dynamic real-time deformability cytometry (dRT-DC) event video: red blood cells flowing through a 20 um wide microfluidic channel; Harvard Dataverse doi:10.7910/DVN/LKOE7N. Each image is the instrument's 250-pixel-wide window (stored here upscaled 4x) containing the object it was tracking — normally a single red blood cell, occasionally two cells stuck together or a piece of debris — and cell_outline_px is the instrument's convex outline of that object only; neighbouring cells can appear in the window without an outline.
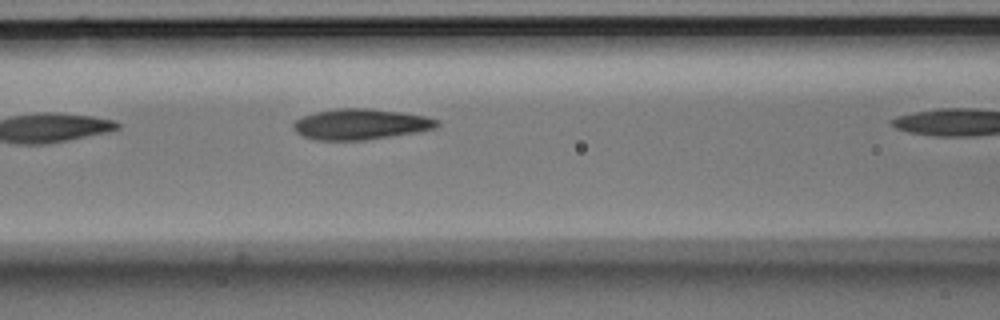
{"species": "Egyptian fruit bat (a non-hibernating species)", "species_latin": "Rousettus aegyptiacus", "temperature_condition": "room temperature", "stored_images_in_passage": 8, "camera_frame_rate_fps": 3000, "um_per_image_px": 0.085, "animal": {"sex": "male"}, "frame": {"image": 1, "passage_image": 5, "time_ms": 1.333, "image_size_px": [1000, 320], "cell_outline_px": [[440, 124], [436, 128], [416, 132], [364, 140], [316, 140], [304, 136], [296, 132], [292, 128], [292, 124], [296, 120], [304, 116], [316, 112], [336, 108], [368, 108], [400, 112], [424, 116], [440, 120]], "centroid_in_image_um": [30.65, 10.55], "position_along_channel_um": 136.0, "area_um2": 25.61}}